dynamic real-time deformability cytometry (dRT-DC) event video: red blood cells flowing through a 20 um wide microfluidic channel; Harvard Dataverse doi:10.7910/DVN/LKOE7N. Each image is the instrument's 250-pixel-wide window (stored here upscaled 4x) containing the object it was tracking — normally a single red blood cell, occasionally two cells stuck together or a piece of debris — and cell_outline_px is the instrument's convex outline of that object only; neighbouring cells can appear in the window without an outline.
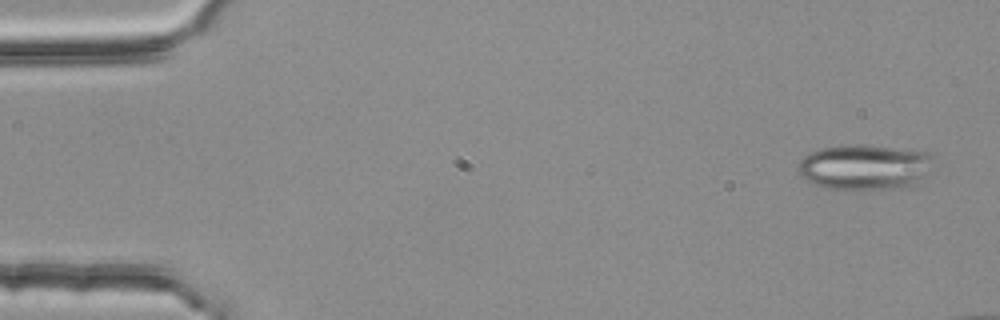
{"species": "common noctule bat (a hibernating species)", "species_latin": "Nyctalus noctula", "temperature_condition": "room temperature", "stored_images_in_passage": 4, "camera_frame_rate_fps": 3000, "um_per_image_px": 0.085, "animal": {"sex": "female", "body_mass_g": 25.1}, "frame": {"image": 1, "passage_image": 4, "time_ms": 1.0, "image_size_px": [1000, 320], "cell_outline_px": [[932, 152], [916, 180], [912, 184], [900, 188], [824, 188], [812, 184], [800, 172], [800, 160], [804, 156], [820, 148], [836, 144], [868, 144]], "centroid_in_image_um": [73.36, 14.14], "position_along_channel_um": 11.6, "area_um2": 34.62}}